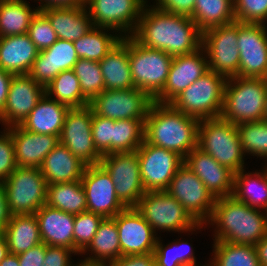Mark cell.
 Segmentation results:
<instances>
[{
    "mask_svg": "<svg viewBox=\"0 0 267 266\" xmlns=\"http://www.w3.org/2000/svg\"><path fill=\"white\" fill-rule=\"evenodd\" d=\"M202 33L192 18L146 4L131 37L145 47L175 57L202 48Z\"/></svg>",
    "mask_w": 267,
    "mask_h": 266,
    "instance_id": "6da1fadb",
    "label": "cell"
},
{
    "mask_svg": "<svg viewBox=\"0 0 267 266\" xmlns=\"http://www.w3.org/2000/svg\"><path fill=\"white\" fill-rule=\"evenodd\" d=\"M200 120L175 109L170 103L155 102L145 119L144 140L176 152L183 159L198 147Z\"/></svg>",
    "mask_w": 267,
    "mask_h": 266,
    "instance_id": "7a4b0ae2",
    "label": "cell"
},
{
    "mask_svg": "<svg viewBox=\"0 0 267 266\" xmlns=\"http://www.w3.org/2000/svg\"><path fill=\"white\" fill-rule=\"evenodd\" d=\"M214 225L213 240L256 245L267 235V221L262 210L236 200L232 195L216 198L213 212L205 225Z\"/></svg>",
    "mask_w": 267,
    "mask_h": 266,
    "instance_id": "3957f363",
    "label": "cell"
},
{
    "mask_svg": "<svg viewBox=\"0 0 267 266\" xmlns=\"http://www.w3.org/2000/svg\"><path fill=\"white\" fill-rule=\"evenodd\" d=\"M266 90L265 78L227 79L220 118L236 125L264 120Z\"/></svg>",
    "mask_w": 267,
    "mask_h": 266,
    "instance_id": "277c9868",
    "label": "cell"
},
{
    "mask_svg": "<svg viewBox=\"0 0 267 266\" xmlns=\"http://www.w3.org/2000/svg\"><path fill=\"white\" fill-rule=\"evenodd\" d=\"M198 148L234 173L246 169L236 124L220 117L200 120Z\"/></svg>",
    "mask_w": 267,
    "mask_h": 266,
    "instance_id": "5b68a950",
    "label": "cell"
},
{
    "mask_svg": "<svg viewBox=\"0 0 267 266\" xmlns=\"http://www.w3.org/2000/svg\"><path fill=\"white\" fill-rule=\"evenodd\" d=\"M136 209L150 224L153 231L188 233L203 229L189 212L166 191H147L139 200ZM157 230V232H156Z\"/></svg>",
    "mask_w": 267,
    "mask_h": 266,
    "instance_id": "8992f818",
    "label": "cell"
},
{
    "mask_svg": "<svg viewBox=\"0 0 267 266\" xmlns=\"http://www.w3.org/2000/svg\"><path fill=\"white\" fill-rule=\"evenodd\" d=\"M226 78L212 70L183 90L170 104L199 120L219 118L223 108Z\"/></svg>",
    "mask_w": 267,
    "mask_h": 266,
    "instance_id": "52a82bcc",
    "label": "cell"
},
{
    "mask_svg": "<svg viewBox=\"0 0 267 266\" xmlns=\"http://www.w3.org/2000/svg\"><path fill=\"white\" fill-rule=\"evenodd\" d=\"M128 58L135 88L154 100L165 87L173 57L164 51L145 47L129 36Z\"/></svg>",
    "mask_w": 267,
    "mask_h": 266,
    "instance_id": "ba28073f",
    "label": "cell"
},
{
    "mask_svg": "<svg viewBox=\"0 0 267 266\" xmlns=\"http://www.w3.org/2000/svg\"><path fill=\"white\" fill-rule=\"evenodd\" d=\"M12 215L35 214L47 201V182L40 168L17 167L3 182Z\"/></svg>",
    "mask_w": 267,
    "mask_h": 266,
    "instance_id": "9c48e42d",
    "label": "cell"
},
{
    "mask_svg": "<svg viewBox=\"0 0 267 266\" xmlns=\"http://www.w3.org/2000/svg\"><path fill=\"white\" fill-rule=\"evenodd\" d=\"M238 21L205 30L202 48L205 50L208 68L226 79L239 76L240 52Z\"/></svg>",
    "mask_w": 267,
    "mask_h": 266,
    "instance_id": "30bf717a",
    "label": "cell"
},
{
    "mask_svg": "<svg viewBox=\"0 0 267 266\" xmlns=\"http://www.w3.org/2000/svg\"><path fill=\"white\" fill-rule=\"evenodd\" d=\"M154 100L143 90H104L89 102L93 114L112 120H145Z\"/></svg>",
    "mask_w": 267,
    "mask_h": 266,
    "instance_id": "8fae6325",
    "label": "cell"
},
{
    "mask_svg": "<svg viewBox=\"0 0 267 266\" xmlns=\"http://www.w3.org/2000/svg\"><path fill=\"white\" fill-rule=\"evenodd\" d=\"M147 3V0H86L85 7L93 26L112 29L122 37H129Z\"/></svg>",
    "mask_w": 267,
    "mask_h": 266,
    "instance_id": "7c38bea8",
    "label": "cell"
},
{
    "mask_svg": "<svg viewBox=\"0 0 267 266\" xmlns=\"http://www.w3.org/2000/svg\"><path fill=\"white\" fill-rule=\"evenodd\" d=\"M100 164L109 173L118 199L127 207H136L145 194L137 150L103 155Z\"/></svg>",
    "mask_w": 267,
    "mask_h": 266,
    "instance_id": "4fadbf2b",
    "label": "cell"
},
{
    "mask_svg": "<svg viewBox=\"0 0 267 266\" xmlns=\"http://www.w3.org/2000/svg\"><path fill=\"white\" fill-rule=\"evenodd\" d=\"M165 191L174 197L198 223L205 224L210 219L216 198L184 163Z\"/></svg>",
    "mask_w": 267,
    "mask_h": 266,
    "instance_id": "5bb4252c",
    "label": "cell"
},
{
    "mask_svg": "<svg viewBox=\"0 0 267 266\" xmlns=\"http://www.w3.org/2000/svg\"><path fill=\"white\" fill-rule=\"evenodd\" d=\"M140 176L145 191H165L184 163L176 152L160 148L145 140L137 149Z\"/></svg>",
    "mask_w": 267,
    "mask_h": 266,
    "instance_id": "9a60e30c",
    "label": "cell"
},
{
    "mask_svg": "<svg viewBox=\"0 0 267 266\" xmlns=\"http://www.w3.org/2000/svg\"><path fill=\"white\" fill-rule=\"evenodd\" d=\"M92 116L89 106L70 108L59 137V142L86 165L99 164L102 158L93 142Z\"/></svg>",
    "mask_w": 267,
    "mask_h": 266,
    "instance_id": "2e32d148",
    "label": "cell"
},
{
    "mask_svg": "<svg viewBox=\"0 0 267 266\" xmlns=\"http://www.w3.org/2000/svg\"><path fill=\"white\" fill-rule=\"evenodd\" d=\"M239 76L267 79V24L238 22Z\"/></svg>",
    "mask_w": 267,
    "mask_h": 266,
    "instance_id": "e0dca14e",
    "label": "cell"
},
{
    "mask_svg": "<svg viewBox=\"0 0 267 266\" xmlns=\"http://www.w3.org/2000/svg\"><path fill=\"white\" fill-rule=\"evenodd\" d=\"M81 183L86 194L87 211L113 218L126 208L116 195L109 173L100 163L86 165Z\"/></svg>",
    "mask_w": 267,
    "mask_h": 266,
    "instance_id": "ac0fdd59",
    "label": "cell"
},
{
    "mask_svg": "<svg viewBox=\"0 0 267 266\" xmlns=\"http://www.w3.org/2000/svg\"><path fill=\"white\" fill-rule=\"evenodd\" d=\"M113 219L116 222L121 256L152 253L157 235L136 207H127Z\"/></svg>",
    "mask_w": 267,
    "mask_h": 266,
    "instance_id": "d6986e66",
    "label": "cell"
},
{
    "mask_svg": "<svg viewBox=\"0 0 267 266\" xmlns=\"http://www.w3.org/2000/svg\"><path fill=\"white\" fill-rule=\"evenodd\" d=\"M44 94L45 87L29 74H14L5 108L0 115V124L5 128L21 125Z\"/></svg>",
    "mask_w": 267,
    "mask_h": 266,
    "instance_id": "ffe728a7",
    "label": "cell"
},
{
    "mask_svg": "<svg viewBox=\"0 0 267 266\" xmlns=\"http://www.w3.org/2000/svg\"><path fill=\"white\" fill-rule=\"evenodd\" d=\"M208 70L207 56L203 48L190 54L173 57L165 87L154 101L170 103Z\"/></svg>",
    "mask_w": 267,
    "mask_h": 266,
    "instance_id": "44dd1931",
    "label": "cell"
},
{
    "mask_svg": "<svg viewBox=\"0 0 267 266\" xmlns=\"http://www.w3.org/2000/svg\"><path fill=\"white\" fill-rule=\"evenodd\" d=\"M184 164L198 176L215 198L232 195L235 173L220 165L211 155L197 147L184 158Z\"/></svg>",
    "mask_w": 267,
    "mask_h": 266,
    "instance_id": "7402d4cb",
    "label": "cell"
},
{
    "mask_svg": "<svg viewBox=\"0 0 267 266\" xmlns=\"http://www.w3.org/2000/svg\"><path fill=\"white\" fill-rule=\"evenodd\" d=\"M78 59L72 41L57 39L49 48L39 51L29 75L46 88L60 72L72 70Z\"/></svg>",
    "mask_w": 267,
    "mask_h": 266,
    "instance_id": "603a6c76",
    "label": "cell"
},
{
    "mask_svg": "<svg viewBox=\"0 0 267 266\" xmlns=\"http://www.w3.org/2000/svg\"><path fill=\"white\" fill-rule=\"evenodd\" d=\"M14 143L17 167L40 168L46 155L59 143V137L38 134L20 125L7 128Z\"/></svg>",
    "mask_w": 267,
    "mask_h": 266,
    "instance_id": "cb8c5ba5",
    "label": "cell"
},
{
    "mask_svg": "<svg viewBox=\"0 0 267 266\" xmlns=\"http://www.w3.org/2000/svg\"><path fill=\"white\" fill-rule=\"evenodd\" d=\"M35 216L42 242L48 246L67 247L74 251V215L43 205Z\"/></svg>",
    "mask_w": 267,
    "mask_h": 266,
    "instance_id": "d4e9b609",
    "label": "cell"
},
{
    "mask_svg": "<svg viewBox=\"0 0 267 266\" xmlns=\"http://www.w3.org/2000/svg\"><path fill=\"white\" fill-rule=\"evenodd\" d=\"M40 11L49 19L58 39L74 42L93 28L85 6L46 7Z\"/></svg>",
    "mask_w": 267,
    "mask_h": 266,
    "instance_id": "484cf974",
    "label": "cell"
},
{
    "mask_svg": "<svg viewBox=\"0 0 267 266\" xmlns=\"http://www.w3.org/2000/svg\"><path fill=\"white\" fill-rule=\"evenodd\" d=\"M39 50L29 35L0 37V68L13 74H29Z\"/></svg>",
    "mask_w": 267,
    "mask_h": 266,
    "instance_id": "4316f807",
    "label": "cell"
},
{
    "mask_svg": "<svg viewBox=\"0 0 267 266\" xmlns=\"http://www.w3.org/2000/svg\"><path fill=\"white\" fill-rule=\"evenodd\" d=\"M86 164L58 143L45 157L40 170L47 184L81 180Z\"/></svg>",
    "mask_w": 267,
    "mask_h": 266,
    "instance_id": "83f0119b",
    "label": "cell"
},
{
    "mask_svg": "<svg viewBox=\"0 0 267 266\" xmlns=\"http://www.w3.org/2000/svg\"><path fill=\"white\" fill-rule=\"evenodd\" d=\"M69 109L45 93L20 126L34 133L60 137Z\"/></svg>",
    "mask_w": 267,
    "mask_h": 266,
    "instance_id": "f1b7e54d",
    "label": "cell"
},
{
    "mask_svg": "<svg viewBox=\"0 0 267 266\" xmlns=\"http://www.w3.org/2000/svg\"><path fill=\"white\" fill-rule=\"evenodd\" d=\"M105 90L135 88L128 58V37H123L99 62Z\"/></svg>",
    "mask_w": 267,
    "mask_h": 266,
    "instance_id": "f546056e",
    "label": "cell"
},
{
    "mask_svg": "<svg viewBox=\"0 0 267 266\" xmlns=\"http://www.w3.org/2000/svg\"><path fill=\"white\" fill-rule=\"evenodd\" d=\"M232 196L252 208L265 210L267 207V164L258 172H245V169L234 174Z\"/></svg>",
    "mask_w": 267,
    "mask_h": 266,
    "instance_id": "4dcf8cb0",
    "label": "cell"
},
{
    "mask_svg": "<svg viewBox=\"0 0 267 266\" xmlns=\"http://www.w3.org/2000/svg\"><path fill=\"white\" fill-rule=\"evenodd\" d=\"M2 233L11 254L18 255L42 243L35 214L12 215Z\"/></svg>",
    "mask_w": 267,
    "mask_h": 266,
    "instance_id": "1f68e13d",
    "label": "cell"
},
{
    "mask_svg": "<svg viewBox=\"0 0 267 266\" xmlns=\"http://www.w3.org/2000/svg\"><path fill=\"white\" fill-rule=\"evenodd\" d=\"M89 256L85 260L107 265L121 257V247L118 238L116 222L113 218H104L99 225L91 243L80 254L86 252Z\"/></svg>",
    "mask_w": 267,
    "mask_h": 266,
    "instance_id": "d6a6232c",
    "label": "cell"
},
{
    "mask_svg": "<svg viewBox=\"0 0 267 266\" xmlns=\"http://www.w3.org/2000/svg\"><path fill=\"white\" fill-rule=\"evenodd\" d=\"M38 11V7L31 8L25 0H2L0 2V37L28 33L31 20Z\"/></svg>",
    "mask_w": 267,
    "mask_h": 266,
    "instance_id": "836d02e7",
    "label": "cell"
},
{
    "mask_svg": "<svg viewBox=\"0 0 267 266\" xmlns=\"http://www.w3.org/2000/svg\"><path fill=\"white\" fill-rule=\"evenodd\" d=\"M111 32L115 34H110ZM116 33L112 29L93 26L89 32L73 42L78 58L100 62L123 38Z\"/></svg>",
    "mask_w": 267,
    "mask_h": 266,
    "instance_id": "e575fe53",
    "label": "cell"
},
{
    "mask_svg": "<svg viewBox=\"0 0 267 266\" xmlns=\"http://www.w3.org/2000/svg\"><path fill=\"white\" fill-rule=\"evenodd\" d=\"M49 207L77 215L87 211V201L81 180L47 185Z\"/></svg>",
    "mask_w": 267,
    "mask_h": 266,
    "instance_id": "d590c367",
    "label": "cell"
},
{
    "mask_svg": "<svg viewBox=\"0 0 267 266\" xmlns=\"http://www.w3.org/2000/svg\"><path fill=\"white\" fill-rule=\"evenodd\" d=\"M192 20L204 32L236 21L233 0H195Z\"/></svg>",
    "mask_w": 267,
    "mask_h": 266,
    "instance_id": "8d00e7d4",
    "label": "cell"
},
{
    "mask_svg": "<svg viewBox=\"0 0 267 266\" xmlns=\"http://www.w3.org/2000/svg\"><path fill=\"white\" fill-rule=\"evenodd\" d=\"M213 241V257L208 266H261L254 245Z\"/></svg>",
    "mask_w": 267,
    "mask_h": 266,
    "instance_id": "74e56055",
    "label": "cell"
},
{
    "mask_svg": "<svg viewBox=\"0 0 267 266\" xmlns=\"http://www.w3.org/2000/svg\"><path fill=\"white\" fill-rule=\"evenodd\" d=\"M45 93L55 101L70 108H81L89 105L83 96L79 79L73 70L60 72L45 88Z\"/></svg>",
    "mask_w": 267,
    "mask_h": 266,
    "instance_id": "f35d334b",
    "label": "cell"
},
{
    "mask_svg": "<svg viewBox=\"0 0 267 266\" xmlns=\"http://www.w3.org/2000/svg\"><path fill=\"white\" fill-rule=\"evenodd\" d=\"M161 237L157 238L153 251L155 266H199L192 245L177 239L163 245ZM201 266V265H200ZM208 266V264L202 265Z\"/></svg>",
    "mask_w": 267,
    "mask_h": 266,
    "instance_id": "ab89813d",
    "label": "cell"
},
{
    "mask_svg": "<svg viewBox=\"0 0 267 266\" xmlns=\"http://www.w3.org/2000/svg\"><path fill=\"white\" fill-rule=\"evenodd\" d=\"M145 120H114L113 153L137 150L144 141Z\"/></svg>",
    "mask_w": 267,
    "mask_h": 266,
    "instance_id": "60d3db41",
    "label": "cell"
},
{
    "mask_svg": "<svg viewBox=\"0 0 267 266\" xmlns=\"http://www.w3.org/2000/svg\"><path fill=\"white\" fill-rule=\"evenodd\" d=\"M243 152L267 159V121L245 122L236 125Z\"/></svg>",
    "mask_w": 267,
    "mask_h": 266,
    "instance_id": "b9f144b4",
    "label": "cell"
},
{
    "mask_svg": "<svg viewBox=\"0 0 267 266\" xmlns=\"http://www.w3.org/2000/svg\"><path fill=\"white\" fill-rule=\"evenodd\" d=\"M72 70L79 79L83 96L89 102L105 90V83L98 61L78 59Z\"/></svg>",
    "mask_w": 267,
    "mask_h": 266,
    "instance_id": "7bdbcfd3",
    "label": "cell"
},
{
    "mask_svg": "<svg viewBox=\"0 0 267 266\" xmlns=\"http://www.w3.org/2000/svg\"><path fill=\"white\" fill-rule=\"evenodd\" d=\"M103 216L85 211L74 215V252L80 255L91 243Z\"/></svg>",
    "mask_w": 267,
    "mask_h": 266,
    "instance_id": "ee69618b",
    "label": "cell"
},
{
    "mask_svg": "<svg viewBox=\"0 0 267 266\" xmlns=\"http://www.w3.org/2000/svg\"><path fill=\"white\" fill-rule=\"evenodd\" d=\"M234 16L241 23L266 24L267 0H233Z\"/></svg>",
    "mask_w": 267,
    "mask_h": 266,
    "instance_id": "f6af8a7d",
    "label": "cell"
},
{
    "mask_svg": "<svg viewBox=\"0 0 267 266\" xmlns=\"http://www.w3.org/2000/svg\"><path fill=\"white\" fill-rule=\"evenodd\" d=\"M27 34L39 51L49 48L58 39L49 19L40 10L32 18Z\"/></svg>",
    "mask_w": 267,
    "mask_h": 266,
    "instance_id": "bcb514c9",
    "label": "cell"
},
{
    "mask_svg": "<svg viewBox=\"0 0 267 266\" xmlns=\"http://www.w3.org/2000/svg\"><path fill=\"white\" fill-rule=\"evenodd\" d=\"M114 120L93 114L92 137L95 148L103 156L113 153Z\"/></svg>",
    "mask_w": 267,
    "mask_h": 266,
    "instance_id": "7dc6e473",
    "label": "cell"
},
{
    "mask_svg": "<svg viewBox=\"0 0 267 266\" xmlns=\"http://www.w3.org/2000/svg\"><path fill=\"white\" fill-rule=\"evenodd\" d=\"M0 181L4 182L17 168L11 132L4 128L0 132Z\"/></svg>",
    "mask_w": 267,
    "mask_h": 266,
    "instance_id": "c3c4849f",
    "label": "cell"
},
{
    "mask_svg": "<svg viewBox=\"0 0 267 266\" xmlns=\"http://www.w3.org/2000/svg\"><path fill=\"white\" fill-rule=\"evenodd\" d=\"M76 253L67 247L48 246L45 244V258L42 266H71L72 255Z\"/></svg>",
    "mask_w": 267,
    "mask_h": 266,
    "instance_id": "681fc988",
    "label": "cell"
},
{
    "mask_svg": "<svg viewBox=\"0 0 267 266\" xmlns=\"http://www.w3.org/2000/svg\"><path fill=\"white\" fill-rule=\"evenodd\" d=\"M153 7L167 13L192 17L195 0H155Z\"/></svg>",
    "mask_w": 267,
    "mask_h": 266,
    "instance_id": "f907efd6",
    "label": "cell"
},
{
    "mask_svg": "<svg viewBox=\"0 0 267 266\" xmlns=\"http://www.w3.org/2000/svg\"><path fill=\"white\" fill-rule=\"evenodd\" d=\"M45 258V244L42 242L18 254L19 266H42Z\"/></svg>",
    "mask_w": 267,
    "mask_h": 266,
    "instance_id": "816d5d0a",
    "label": "cell"
},
{
    "mask_svg": "<svg viewBox=\"0 0 267 266\" xmlns=\"http://www.w3.org/2000/svg\"><path fill=\"white\" fill-rule=\"evenodd\" d=\"M154 254L125 255L108 263L106 266H154Z\"/></svg>",
    "mask_w": 267,
    "mask_h": 266,
    "instance_id": "f5cc1de1",
    "label": "cell"
},
{
    "mask_svg": "<svg viewBox=\"0 0 267 266\" xmlns=\"http://www.w3.org/2000/svg\"><path fill=\"white\" fill-rule=\"evenodd\" d=\"M13 75H14L13 73L2 70L0 68V115L2 114L5 108V104H6L10 84H11V79Z\"/></svg>",
    "mask_w": 267,
    "mask_h": 266,
    "instance_id": "db71d44e",
    "label": "cell"
},
{
    "mask_svg": "<svg viewBox=\"0 0 267 266\" xmlns=\"http://www.w3.org/2000/svg\"><path fill=\"white\" fill-rule=\"evenodd\" d=\"M11 212L6 200L3 182L0 181V232H2L8 225L11 219Z\"/></svg>",
    "mask_w": 267,
    "mask_h": 266,
    "instance_id": "11a10c76",
    "label": "cell"
},
{
    "mask_svg": "<svg viewBox=\"0 0 267 266\" xmlns=\"http://www.w3.org/2000/svg\"><path fill=\"white\" fill-rule=\"evenodd\" d=\"M36 1V0H35ZM39 10L46 7H80L85 6L86 0H37ZM41 2V3H40Z\"/></svg>",
    "mask_w": 267,
    "mask_h": 266,
    "instance_id": "9f6ffc18",
    "label": "cell"
},
{
    "mask_svg": "<svg viewBox=\"0 0 267 266\" xmlns=\"http://www.w3.org/2000/svg\"><path fill=\"white\" fill-rule=\"evenodd\" d=\"M255 249L260 265L267 266V235L255 245Z\"/></svg>",
    "mask_w": 267,
    "mask_h": 266,
    "instance_id": "6f0895ef",
    "label": "cell"
},
{
    "mask_svg": "<svg viewBox=\"0 0 267 266\" xmlns=\"http://www.w3.org/2000/svg\"><path fill=\"white\" fill-rule=\"evenodd\" d=\"M0 266H19L18 255L8 253V255L0 262Z\"/></svg>",
    "mask_w": 267,
    "mask_h": 266,
    "instance_id": "680465c9",
    "label": "cell"
},
{
    "mask_svg": "<svg viewBox=\"0 0 267 266\" xmlns=\"http://www.w3.org/2000/svg\"><path fill=\"white\" fill-rule=\"evenodd\" d=\"M9 249L6 238L2 232H0V262L8 255Z\"/></svg>",
    "mask_w": 267,
    "mask_h": 266,
    "instance_id": "91938a15",
    "label": "cell"
},
{
    "mask_svg": "<svg viewBox=\"0 0 267 266\" xmlns=\"http://www.w3.org/2000/svg\"><path fill=\"white\" fill-rule=\"evenodd\" d=\"M71 266H106L103 265L101 263H97V262H92V261H87L85 259H81L77 264H73Z\"/></svg>",
    "mask_w": 267,
    "mask_h": 266,
    "instance_id": "94428289",
    "label": "cell"
},
{
    "mask_svg": "<svg viewBox=\"0 0 267 266\" xmlns=\"http://www.w3.org/2000/svg\"><path fill=\"white\" fill-rule=\"evenodd\" d=\"M265 110H264V121H267V90L265 95Z\"/></svg>",
    "mask_w": 267,
    "mask_h": 266,
    "instance_id": "6125c7cd",
    "label": "cell"
},
{
    "mask_svg": "<svg viewBox=\"0 0 267 266\" xmlns=\"http://www.w3.org/2000/svg\"><path fill=\"white\" fill-rule=\"evenodd\" d=\"M264 213H265V218H266V221H267V207H266V209L264 210Z\"/></svg>",
    "mask_w": 267,
    "mask_h": 266,
    "instance_id": "be15d7a7",
    "label": "cell"
}]
</instances>
